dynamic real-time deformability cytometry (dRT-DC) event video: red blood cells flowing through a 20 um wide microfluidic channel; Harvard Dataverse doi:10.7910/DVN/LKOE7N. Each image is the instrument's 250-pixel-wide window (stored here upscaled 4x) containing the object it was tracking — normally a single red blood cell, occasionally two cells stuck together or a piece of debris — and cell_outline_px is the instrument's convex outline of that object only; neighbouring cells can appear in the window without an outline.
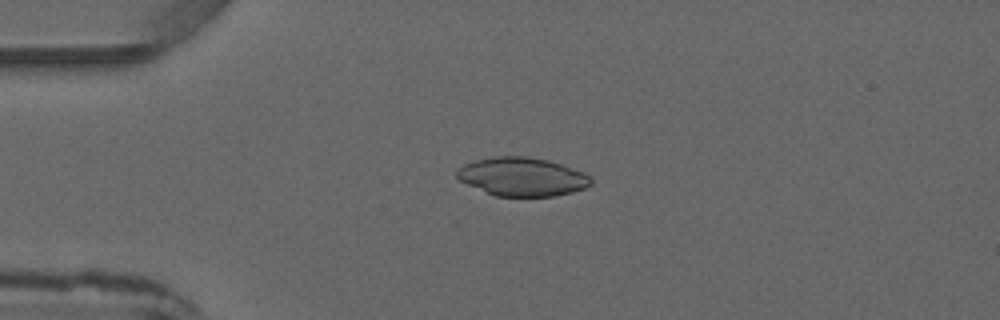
{"species": "common noctule bat (a hibernating species)", "species_latin": "Nyctalus noctula", "temperature_condition": "warm", "stored_images_in_passage": 4, "camera_frame_rate_fps": 3000, "um_per_image_px": 0.085, "animal": {"sex": "male", "forearm_length_mm": 52.5}, "frame": {"image": 1, "passage_image": 3, "time_ms": 2.333, "image_size_px": [1000, 320], "cell_outline_px": [[592, 184], [584, 188], [572, 192], [552, 196], [496, 196], [468, 184], [460, 180], [456, 176], [456, 172], [464, 164], [476, 160], [492, 156], [524, 156], [548, 160], [584, 172], [592, 176]], "centroid_in_image_um": [44.41, 15.02], "position_along_channel_um": 40.6, "area_um2": 29.94}}